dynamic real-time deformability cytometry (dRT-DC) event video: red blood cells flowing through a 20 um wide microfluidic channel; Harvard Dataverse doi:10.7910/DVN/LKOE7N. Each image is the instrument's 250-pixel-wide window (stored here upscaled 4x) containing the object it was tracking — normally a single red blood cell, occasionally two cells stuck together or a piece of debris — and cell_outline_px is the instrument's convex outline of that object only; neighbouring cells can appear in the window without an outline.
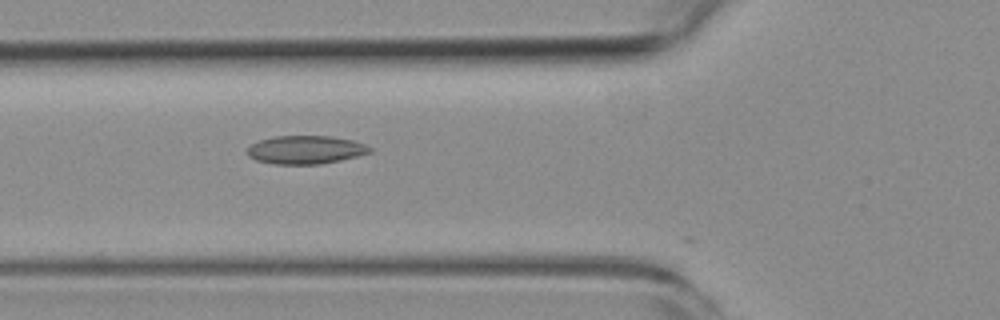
{"species": "common noctule bat (a hibernating species)", "species_latin": "Nyctalus noctula", "temperature_condition": "room temperature", "stored_images_in_passage": 5, "camera_frame_rate_fps": 3000, "um_per_image_px": 0.085, "animal": {"sex": "female", "body_mass_g": 19.3, "forearm_length_mm": 54.1}, "frame": {"image": 1, "passage_image": 3, "time_ms": 0.667, "image_size_px": [1000, 320], "cell_outline_px": [[372, 152], [340, 160], [320, 164], [272, 164], [256, 160], [248, 156], [248, 148], [252, 144], [260, 140], [276, 136], [332, 136], [352, 140], [364, 144], [372, 148]], "centroid_in_image_um": [25.98, 12.73], "position_along_channel_um": 99.8, "area_um2": 20.11}}